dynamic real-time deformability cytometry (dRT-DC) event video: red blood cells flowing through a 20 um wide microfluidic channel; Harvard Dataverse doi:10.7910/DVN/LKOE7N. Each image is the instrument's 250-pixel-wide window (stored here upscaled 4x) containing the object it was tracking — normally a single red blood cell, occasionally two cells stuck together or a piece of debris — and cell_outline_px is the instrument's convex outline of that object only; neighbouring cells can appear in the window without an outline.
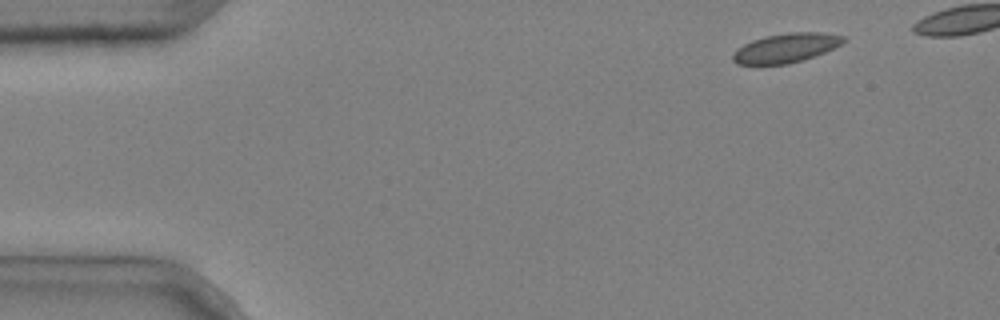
{"species": "common noctule bat (a hibernating species)", "species_latin": "Nyctalus noctula", "temperature_condition": "cold", "stored_images_in_passage": 4, "camera_frame_rate_fps": 3000, "um_per_image_px": 0.085, "animal": {"sex": "male", "body_mass_g": 20.4}, "frame": {"image": 1, "passage_image": 4, "time_ms": 1.0, "image_size_px": [1000, 320], "cell_outline_px": [[848, 40], [824, 52], [788, 64], [736, 64], [732, 60], [732, 52], [736, 48], [752, 40], [764, 36], [788, 32], [824, 32], [844, 36]], "centroid_in_image_um": [66.77, 4.06], "position_along_channel_um": 18.2, "area_um2": 18.84}}